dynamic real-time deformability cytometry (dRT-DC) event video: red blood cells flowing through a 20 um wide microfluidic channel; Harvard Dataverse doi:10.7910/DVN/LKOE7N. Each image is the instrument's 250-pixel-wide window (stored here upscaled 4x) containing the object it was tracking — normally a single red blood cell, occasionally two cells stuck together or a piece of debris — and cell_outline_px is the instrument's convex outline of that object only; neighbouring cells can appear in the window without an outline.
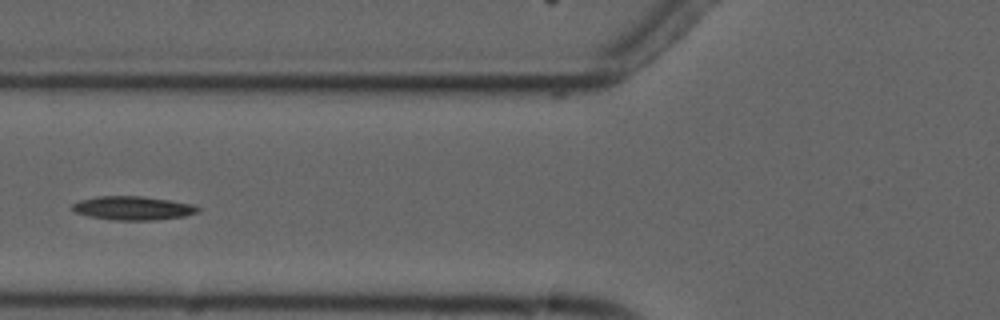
{"species": "common noctule bat (a hibernating species)", "species_latin": "Nyctalus noctula", "temperature_condition": "cold", "stored_images_in_passage": 5, "camera_frame_rate_fps": 3000, "um_per_image_px": 0.085, "animal": {"sex": "male", "forearm_length_mm": 52.5}, "frame": {"image": 1, "passage_image": 5, "time_ms": 4.667, "image_size_px": [1000, 320], "cell_outline_px": [[200, 212], [184, 216], [152, 220], [112, 220], [88, 216], [76, 212], [72, 208], [72, 204], [80, 200], [96, 196], [140, 196], [168, 200], [192, 204], [200, 208]], "centroid_in_image_um": [11.29, 17.69], "position_along_channel_um": 114.5, "area_um2": 17.28}}